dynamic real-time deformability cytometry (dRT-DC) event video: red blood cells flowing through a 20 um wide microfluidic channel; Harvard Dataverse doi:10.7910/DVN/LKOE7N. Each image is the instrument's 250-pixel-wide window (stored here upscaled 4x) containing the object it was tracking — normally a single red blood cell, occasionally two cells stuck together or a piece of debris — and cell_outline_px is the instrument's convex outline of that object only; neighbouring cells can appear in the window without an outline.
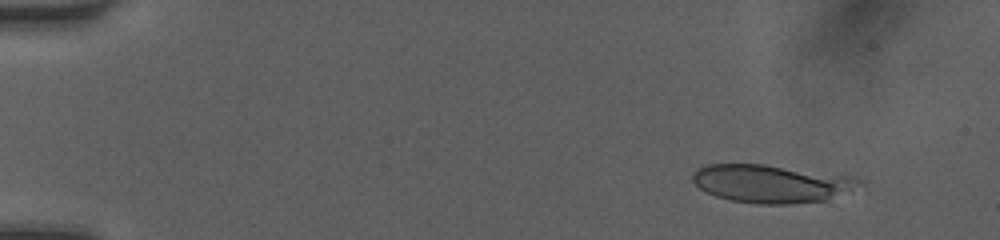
{"species": "human", "species_latin": "Homo sapiens", "temperature_condition": "room temperature", "stored_images_in_passage": 15, "camera_frame_rate_fps": 3000, "um_per_image_px": 0.085, "donor": {"sex": "female"}, "frame": {"image": 1, "passage_image": 5, "time_ms": 1.333, "image_size_px": [1000, 240], "cell_outline_px": [[868, 180], [864, 184], [828, 200], [792, 204], [756, 204], [732, 200], [716, 196], [700, 188], [692, 180], [692, 172], [696, 168], [708, 164], [764, 164], [856, 176]], "centroid_in_image_um": [65.64, 15.6], "position_along_channel_um": 19.4, "area_um2": 37.45}}